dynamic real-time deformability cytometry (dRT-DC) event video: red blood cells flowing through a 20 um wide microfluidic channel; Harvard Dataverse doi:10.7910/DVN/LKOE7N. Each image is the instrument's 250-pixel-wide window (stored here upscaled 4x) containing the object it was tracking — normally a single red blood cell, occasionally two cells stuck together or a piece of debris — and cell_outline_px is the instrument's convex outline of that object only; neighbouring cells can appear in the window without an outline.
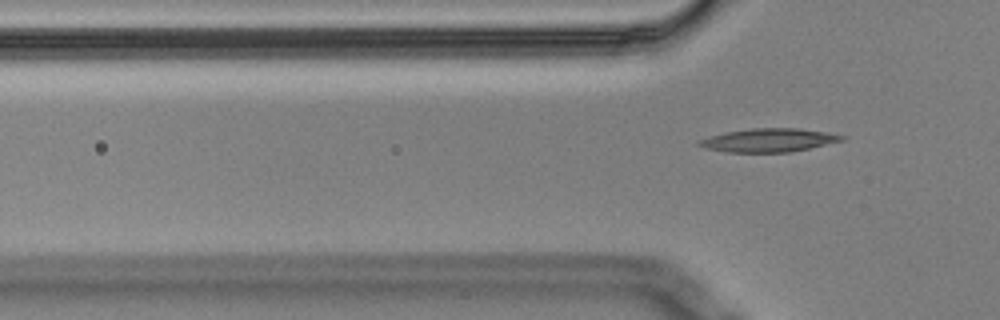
{"species": "Egyptian fruit bat (a non-hibernating species)", "species_latin": "Rousettus aegyptiacus", "temperature_condition": "cold", "stored_images_in_passage": 5, "camera_frame_rate_fps": 3000, "um_per_image_px": 0.085, "animal": {"sex": "male"}, "frame": {"image": 1, "passage_image": 5, "time_ms": 1.333, "image_size_px": [1000, 320], "cell_outline_px": [[848, 136], [844, 140], [792, 152], [728, 152], [704, 148], [696, 144], [700, 140], [708, 136], [724, 132], [752, 128], [800, 128]], "centroid_in_image_um": [65.33, 11.91], "position_along_channel_um": 60.5, "area_um2": 19.54}}